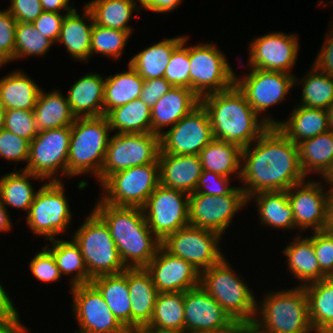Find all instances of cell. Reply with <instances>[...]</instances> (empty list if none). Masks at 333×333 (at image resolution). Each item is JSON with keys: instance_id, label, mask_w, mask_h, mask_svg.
I'll return each mask as SVG.
<instances>
[{"instance_id": "816d5d0a", "label": "cell", "mask_w": 333, "mask_h": 333, "mask_svg": "<svg viewBox=\"0 0 333 333\" xmlns=\"http://www.w3.org/2000/svg\"><path fill=\"white\" fill-rule=\"evenodd\" d=\"M29 269L39 282L53 283L63 278L52 253L45 246L32 257Z\"/></svg>"}, {"instance_id": "8fae6325", "label": "cell", "mask_w": 333, "mask_h": 333, "mask_svg": "<svg viewBox=\"0 0 333 333\" xmlns=\"http://www.w3.org/2000/svg\"><path fill=\"white\" fill-rule=\"evenodd\" d=\"M159 185V164L136 166L111 174L100 185L99 197L112 206L143 208Z\"/></svg>"}, {"instance_id": "753ad0ef", "label": "cell", "mask_w": 333, "mask_h": 333, "mask_svg": "<svg viewBox=\"0 0 333 333\" xmlns=\"http://www.w3.org/2000/svg\"><path fill=\"white\" fill-rule=\"evenodd\" d=\"M325 180L331 187H333V170Z\"/></svg>"}, {"instance_id": "ffe728a7", "label": "cell", "mask_w": 333, "mask_h": 333, "mask_svg": "<svg viewBox=\"0 0 333 333\" xmlns=\"http://www.w3.org/2000/svg\"><path fill=\"white\" fill-rule=\"evenodd\" d=\"M296 33L273 31L254 37L248 44L247 67L293 74L300 51Z\"/></svg>"}, {"instance_id": "89a4df30", "label": "cell", "mask_w": 333, "mask_h": 333, "mask_svg": "<svg viewBox=\"0 0 333 333\" xmlns=\"http://www.w3.org/2000/svg\"><path fill=\"white\" fill-rule=\"evenodd\" d=\"M328 117V128L330 132H333V102L326 109Z\"/></svg>"}, {"instance_id": "7402d4cb", "label": "cell", "mask_w": 333, "mask_h": 333, "mask_svg": "<svg viewBox=\"0 0 333 333\" xmlns=\"http://www.w3.org/2000/svg\"><path fill=\"white\" fill-rule=\"evenodd\" d=\"M233 322L223 307L200 286L184 292V331H218Z\"/></svg>"}, {"instance_id": "d4e9b609", "label": "cell", "mask_w": 333, "mask_h": 333, "mask_svg": "<svg viewBox=\"0 0 333 333\" xmlns=\"http://www.w3.org/2000/svg\"><path fill=\"white\" fill-rule=\"evenodd\" d=\"M73 82L66 94L73 115L76 118L103 116L105 77L92 71Z\"/></svg>"}, {"instance_id": "680465c9", "label": "cell", "mask_w": 333, "mask_h": 333, "mask_svg": "<svg viewBox=\"0 0 333 333\" xmlns=\"http://www.w3.org/2000/svg\"><path fill=\"white\" fill-rule=\"evenodd\" d=\"M172 87L173 85L164 77L145 80L139 99L152 108Z\"/></svg>"}, {"instance_id": "52a82bcc", "label": "cell", "mask_w": 333, "mask_h": 333, "mask_svg": "<svg viewBox=\"0 0 333 333\" xmlns=\"http://www.w3.org/2000/svg\"><path fill=\"white\" fill-rule=\"evenodd\" d=\"M71 238L80 248L91 279L119 274L126 269L108 226L93 210Z\"/></svg>"}, {"instance_id": "f5cc1de1", "label": "cell", "mask_w": 333, "mask_h": 333, "mask_svg": "<svg viewBox=\"0 0 333 333\" xmlns=\"http://www.w3.org/2000/svg\"><path fill=\"white\" fill-rule=\"evenodd\" d=\"M312 242L321 272L333 277V235L324 231L312 232L307 236Z\"/></svg>"}, {"instance_id": "8d00e7d4", "label": "cell", "mask_w": 333, "mask_h": 333, "mask_svg": "<svg viewBox=\"0 0 333 333\" xmlns=\"http://www.w3.org/2000/svg\"><path fill=\"white\" fill-rule=\"evenodd\" d=\"M203 170L212 171L240 182L242 148L223 140L213 139L198 154Z\"/></svg>"}, {"instance_id": "60d3db41", "label": "cell", "mask_w": 333, "mask_h": 333, "mask_svg": "<svg viewBox=\"0 0 333 333\" xmlns=\"http://www.w3.org/2000/svg\"><path fill=\"white\" fill-rule=\"evenodd\" d=\"M144 79L127 63V70L105 76L103 116L140 97Z\"/></svg>"}, {"instance_id": "7c38bea8", "label": "cell", "mask_w": 333, "mask_h": 333, "mask_svg": "<svg viewBox=\"0 0 333 333\" xmlns=\"http://www.w3.org/2000/svg\"><path fill=\"white\" fill-rule=\"evenodd\" d=\"M160 136L154 133H113L100 172V185L116 172L147 164H159Z\"/></svg>"}, {"instance_id": "7bdbcfd3", "label": "cell", "mask_w": 333, "mask_h": 333, "mask_svg": "<svg viewBox=\"0 0 333 333\" xmlns=\"http://www.w3.org/2000/svg\"><path fill=\"white\" fill-rule=\"evenodd\" d=\"M310 66L302 78L295 76V86L302 85L297 105L326 110L333 102V76L324 74L313 64Z\"/></svg>"}, {"instance_id": "8c879c8a", "label": "cell", "mask_w": 333, "mask_h": 333, "mask_svg": "<svg viewBox=\"0 0 333 333\" xmlns=\"http://www.w3.org/2000/svg\"><path fill=\"white\" fill-rule=\"evenodd\" d=\"M202 333H233V323L229 327L218 330V331H209V332H202Z\"/></svg>"}, {"instance_id": "bcb514c9", "label": "cell", "mask_w": 333, "mask_h": 333, "mask_svg": "<svg viewBox=\"0 0 333 333\" xmlns=\"http://www.w3.org/2000/svg\"><path fill=\"white\" fill-rule=\"evenodd\" d=\"M55 44L39 33L33 23L17 22L15 30V61L33 56H46Z\"/></svg>"}, {"instance_id": "c3c4849f", "label": "cell", "mask_w": 333, "mask_h": 333, "mask_svg": "<svg viewBox=\"0 0 333 333\" xmlns=\"http://www.w3.org/2000/svg\"><path fill=\"white\" fill-rule=\"evenodd\" d=\"M3 128L29 142L38 134L33 110H6Z\"/></svg>"}, {"instance_id": "e575fe53", "label": "cell", "mask_w": 333, "mask_h": 333, "mask_svg": "<svg viewBox=\"0 0 333 333\" xmlns=\"http://www.w3.org/2000/svg\"><path fill=\"white\" fill-rule=\"evenodd\" d=\"M14 169L0 176V201L7 209L11 207L28 214L38 191L31 181L44 179L24 169Z\"/></svg>"}, {"instance_id": "e7e4bbea", "label": "cell", "mask_w": 333, "mask_h": 333, "mask_svg": "<svg viewBox=\"0 0 333 333\" xmlns=\"http://www.w3.org/2000/svg\"><path fill=\"white\" fill-rule=\"evenodd\" d=\"M233 333H264L254 321H234Z\"/></svg>"}, {"instance_id": "11a10c76", "label": "cell", "mask_w": 333, "mask_h": 333, "mask_svg": "<svg viewBox=\"0 0 333 333\" xmlns=\"http://www.w3.org/2000/svg\"><path fill=\"white\" fill-rule=\"evenodd\" d=\"M6 8L17 22L33 23L43 12L40 0H9Z\"/></svg>"}, {"instance_id": "2644e50d", "label": "cell", "mask_w": 333, "mask_h": 333, "mask_svg": "<svg viewBox=\"0 0 333 333\" xmlns=\"http://www.w3.org/2000/svg\"><path fill=\"white\" fill-rule=\"evenodd\" d=\"M5 112H6V108L0 101V129H2L4 126Z\"/></svg>"}, {"instance_id": "4316f807", "label": "cell", "mask_w": 333, "mask_h": 333, "mask_svg": "<svg viewBox=\"0 0 333 333\" xmlns=\"http://www.w3.org/2000/svg\"><path fill=\"white\" fill-rule=\"evenodd\" d=\"M127 282L131 300V332H134L151 321L158 291L145 268L127 269Z\"/></svg>"}, {"instance_id": "30bf717a", "label": "cell", "mask_w": 333, "mask_h": 333, "mask_svg": "<svg viewBox=\"0 0 333 333\" xmlns=\"http://www.w3.org/2000/svg\"><path fill=\"white\" fill-rule=\"evenodd\" d=\"M215 42L189 44L190 89L201 99L231 88L235 72Z\"/></svg>"}, {"instance_id": "f6af8a7d", "label": "cell", "mask_w": 333, "mask_h": 333, "mask_svg": "<svg viewBox=\"0 0 333 333\" xmlns=\"http://www.w3.org/2000/svg\"><path fill=\"white\" fill-rule=\"evenodd\" d=\"M131 36L127 31L106 28L94 23L91 33L90 58L98 54L114 61L120 59Z\"/></svg>"}, {"instance_id": "34e18365", "label": "cell", "mask_w": 333, "mask_h": 333, "mask_svg": "<svg viewBox=\"0 0 333 333\" xmlns=\"http://www.w3.org/2000/svg\"><path fill=\"white\" fill-rule=\"evenodd\" d=\"M301 333H320V332L312 327L309 330L303 331Z\"/></svg>"}, {"instance_id": "d6a6232c", "label": "cell", "mask_w": 333, "mask_h": 333, "mask_svg": "<svg viewBox=\"0 0 333 333\" xmlns=\"http://www.w3.org/2000/svg\"><path fill=\"white\" fill-rule=\"evenodd\" d=\"M65 93L59 89L45 92L41 89L35 108L33 109L38 132L71 127L76 117L73 115Z\"/></svg>"}, {"instance_id": "681fc988", "label": "cell", "mask_w": 333, "mask_h": 333, "mask_svg": "<svg viewBox=\"0 0 333 333\" xmlns=\"http://www.w3.org/2000/svg\"><path fill=\"white\" fill-rule=\"evenodd\" d=\"M30 142L14 133L0 129V158L18 164L26 163L29 157Z\"/></svg>"}, {"instance_id": "b9f144b4", "label": "cell", "mask_w": 333, "mask_h": 333, "mask_svg": "<svg viewBox=\"0 0 333 333\" xmlns=\"http://www.w3.org/2000/svg\"><path fill=\"white\" fill-rule=\"evenodd\" d=\"M105 116L112 133H151V108L139 98L110 110Z\"/></svg>"}, {"instance_id": "4dcf8cb0", "label": "cell", "mask_w": 333, "mask_h": 333, "mask_svg": "<svg viewBox=\"0 0 333 333\" xmlns=\"http://www.w3.org/2000/svg\"><path fill=\"white\" fill-rule=\"evenodd\" d=\"M302 172L326 179L333 170V132L319 134L297 144ZM313 173V174H312Z\"/></svg>"}, {"instance_id": "d590c367", "label": "cell", "mask_w": 333, "mask_h": 333, "mask_svg": "<svg viewBox=\"0 0 333 333\" xmlns=\"http://www.w3.org/2000/svg\"><path fill=\"white\" fill-rule=\"evenodd\" d=\"M184 35L163 39L147 46L132 56L128 63L144 79L164 77L173 50L182 42Z\"/></svg>"}, {"instance_id": "94428289", "label": "cell", "mask_w": 333, "mask_h": 333, "mask_svg": "<svg viewBox=\"0 0 333 333\" xmlns=\"http://www.w3.org/2000/svg\"><path fill=\"white\" fill-rule=\"evenodd\" d=\"M4 287L0 282V322L10 320L19 314L12 297L8 295Z\"/></svg>"}, {"instance_id": "1f68e13d", "label": "cell", "mask_w": 333, "mask_h": 333, "mask_svg": "<svg viewBox=\"0 0 333 333\" xmlns=\"http://www.w3.org/2000/svg\"><path fill=\"white\" fill-rule=\"evenodd\" d=\"M41 87L21 69L0 78V101L6 110H33Z\"/></svg>"}, {"instance_id": "ac0fdd59", "label": "cell", "mask_w": 333, "mask_h": 333, "mask_svg": "<svg viewBox=\"0 0 333 333\" xmlns=\"http://www.w3.org/2000/svg\"><path fill=\"white\" fill-rule=\"evenodd\" d=\"M322 182L325 183V187L328 186V189H325ZM330 191L331 186L325 179L320 182V180H311L310 178L293 185L287 190L298 235L302 231L306 232V230L311 232L325 230Z\"/></svg>"}, {"instance_id": "03108f58", "label": "cell", "mask_w": 333, "mask_h": 333, "mask_svg": "<svg viewBox=\"0 0 333 333\" xmlns=\"http://www.w3.org/2000/svg\"><path fill=\"white\" fill-rule=\"evenodd\" d=\"M12 223L9 210L0 201V232L11 231L13 229Z\"/></svg>"}, {"instance_id": "91938a15", "label": "cell", "mask_w": 333, "mask_h": 333, "mask_svg": "<svg viewBox=\"0 0 333 333\" xmlns=\"http://www.w3.org/2000/svg\"><path fill=\"white\" fill-rule=\"evenodd\" d=\"M140 9L159 14L177 10L184 0H136Z\"/></svg>"}, {"instance_id": "5b68a950", "label": "cell", "mask_w": 333, "mask_h": 333, "mask_svg": "<svg viewBox=\"0 0 333 333\" xmlns=\"http://www.w3.org/2000/svg\"><path fill=\"white\" fill-rule=\"evenodd\" d=\"M261 299L254 322L264 333H301L312 328L304 286L270 290Z\"/></svg>"}, {"instance_id": "74e56055", "label": "cell", "mask_w": 333, "mask_h": 333, "mask_svg": "<svg viewBox=\"0 0 333 333\" xmlns=\"http://www.w3.org/2000/svg\"><path fill=\"white\" fill-rule=\"evenodd\" d=\"M136 0H91L84 3L91 11L94 23L111 29H119L133 34V27L129 21L132 20L134 12L138 17L141 9Z\"/></svg>"}, {"instance_id": "4fadbf2b", "label": "cell", "mask_w": 333, "mask_h": 333, "mask_svg": "<svg viewBox=\"0 0 333 333\" xmlns=\"http://www.w3.org/2000/svg\"><path fill=\"white\" fill-rule=\"evenodd\" d=\"M70 137L71 127L38 132L29 144L27 165L20 169L40 176L45 181H63V176L67 177Z\"/></svg>"}, {"instance_id": "d6986e66", "label": "cell", "mask_w": 333, "mask_h": 333, "mask_svg": "<svg viewBox=\"0 0 333 333\" xmlns=\"http://www.w3.org/2000/svg\"><path fill=\"white\" fill-rule=\"evenodd\" d=\"M213 139L208 113L200 103L160 135L159 154L198 155Z\"/></svg>"}, {"instance_id": "2e32d148", "label": "cell", "mask_w": 333, "mask_h": 333, "mask_svg": "<svg viewBox=\"0 0 333 333\" xmlns=\"http://www.w3.org/2000/svg\"><path fill=\"white\" fill-rule=\"evenodd\" d=\"M143 211L150 230L162 242L169 234L189 225V194L159 185Z\"/></svg>"}, {"instance_id": "003e7915", "label": "cell", "mask_w": 333, "mask_h": 333, "mask_svg": "<svg viewBox=\"0 0 333 333\" xmlns=\"http://www.w3.org/2000/svg\"><path fill=\"white\" fill-rule=\"evenodd\" d=\"M131 333H188V332L184 330L159 328L153 325H143L139 327L136 331Z\"/></svg>"}, {"instance_id": "cb8c5ba5", "label": "cell", "mask_w": 333, "mask_h": 333, "mask_svg": "<svg viewBox=\"0 0 333 333\" xmlns=\"http://www.w3.org/2000/svg\"><path fill=\"white\" fill-rule=\"evenodd\" d=\"M160 185L187 194L195 192L203 166L198 155L159 154Z\"/></svg>"}, {"instance_id": "a7ac6f4b", "label": "cell", "mask_w": 333, "mask_h": 333, "mask_svg": "<svg viewBox=\"0 0 333 333\" xmlns=\"http://www.w3.org/2000/svg\"><path fill=\"white\" fill-rule=\"evenodd\" d=\"M325 231L333 235V187H331V191L329 193L327 224L325 227Z\"/></svg>"}, {"instance_id": "44dd1931", "label": "cell", "mask_w": 333, "mask_h": 333, "mask_svg": "<svg viewBox=\"0 0 333 333\" xmlns=\"http://www.w3.org/2000/svg\"><path fill=\"white\" fill-rule=\"evenodd\" d=\"M145 269L158 293L186 292L200 285V272L184 259L172 256L162 246Z\"/></svg>"}, {"instance_id": "ba28073f", "label": "cell", "mask_w": 333, "mask_h": 333, "mask_svg": "<svg viewBox=\"0 0 333 333\" xmlns=\"http://www.w3.org/2000/svg\"><path fill=\"white\" fill-rule=\"evenodd\" d=\"M64 181H44L26 214L30 233L44 237L46 241L58 239L70 232L73 214L65 195ZM59 235V236H58Z\"/></svg>"}, {"instance_id": "11e5206c", "label": "cell", "mask_w": 333, "mask_h": 333, "mask_svg": "<svg viewBox=\"0 0 333 333\" xmlns=\"http://www.w3.org/2000/svg\"><path fill=\"white\" fill-rule=\"evenodd\" d=\"M71 333H83V332H80V331L76 330L75 332L72 331Z\"/></svg>"}, {"instance_id": "836d02e7", "label": "cell", "mask_w": 333, "mask_h": 333, "mask_svg": "<svg viewBox=\"0 0 333 333\" xmlns=\"http://www.w3.org/2000/svg\"><path fill=\"white\" fill-rule=\"evenodd\" d=\"M91 283L101 293L114 316L131 333V300L127 269L119 274L96 277Z\"/></svg>"}, {"instance_id": "db71d44e", "label": "cell", "mask_w": 333, "mask_h": 333, "mask_svg": "<svg viewBox=\"0 0 333 333\" xmlns=\"http://www.w3.org/2000/svg\"><path fill=\"white\" fill-rule=\"evenodd\" d=\"M230 180H232V178L219 175L212 171L203 170L195 192L211 196L227 195L236 187L230 184L232 182Z\"/></svg>"}, {"instance_id": "be15d7a7", "label": "cell", "mask_w": 333, "mask_h": 333, "mask_svg": "<svg viewBox=\"0 0 333 333\" xmlns=\"http://www.w3.org/2000/svg\"><path fill=\"white\" fill-rule=\"evenodd\" d=\"M26 326L27 325L21 321L19 313L10 320L0 322V333H31Z\"/></svg>"}, {"instance_id": "f35d334b", "label": "cell", "mask_w": 333, "mask_h": 333, "mask_svg": "<svg viewBox=\"0 0 333 333\" xmlns=\"http://www.w3.org/2000/svg\"><path fill=\"white\" fill-rule=\"evenodd\" d=\"M70 239V240H69ZM69 239H53L45 244V247L52 253L60 273L71 277L69 288L77 285L91 283L83 255L79 246L70 237ZM72 274V275H71Z\"/></svg>"}, {"instance_id": "9c48e42d", "label": "cell", "mask_w": 333, "mask_h": 333, "mask_svg": "<svg viewBox=\"0 0 333 333\" xmlns=\"http://www.w3.org/2000/svg\"><path fill=\"white\" fill-rule=\"evenodd\" d=\"M234 84L244 94L254 111L260 117L262 116L264 122L269 126H277L281 120L275 119L270 112H267L270 107H276L288 97L291 89L295 87V75L260 68H248V71L243 75L235 73Z\"/></svg>"}, {"instance_id": "3957f363", "label": "cell", "mask_w": 333, "mask_h": 333, "mask_svg": "<svg viewBox=\"0 0 333 333\" xmlns=\"http://www.w3.org/2000/svg\"><path fill=\"white\" fill-rule=\"evenodd\" d=\"M200 103L208 113L213 137L242 149L270 127L235 84L227 90L203 96Z\"/></svg>"}, {"instance_id": "9f6ffc18", "label": "cell", "mask_w": 333, "mask_h": 333, "mask_svg": "<svg viewBox=\"0 0 333 333\" xmlns=\"http://www.w3.org/2000/svg\"><path fill=\"white\" fill-rule=\"evenodd\" d=\"M66 14L68 13L44 11L33 24L40 34L47 37L56 45L60 36L62 22Z\"/></svg>"}, {"instance_id": "ee69618b", "label": "cell", "mask_w": 333, "mask_h": 333, "mask_svg": "<svg viewBox=\"0 0 333 333\" xmlns=\"http://www.w3.org/2000/svg\"><path fill=\"white\" fill-rule=\"evenodd\" d=\"M146 325L184 330V292L158 293L152 319Z\"/></svg>"}, {"instance_id": "f546056e", "label": "cell", "mask_w": 333, "mask_h": 333, "mask_svg": "<svg viewBox=\"0 0 333 333\" xmlns=\"http://www.w3.org/2000/svg\"><path fill=\"white\" fill-rule=\"evenodd\" d=\"M289 114L276 127L295 144L329 131L325 109L295 105Z\"/></svg>"}, {"instance_id": "603a6c76", "label": "cell", "mask_w": 333, "mask_h": 333, "mask_svg": "<svg viewBox=\"0 0 333 333\" xmlns=\"http://www.w3.org/2000/svg\"><path fill=\"white\" fill-rule=\"evenodd\" d=\"M199 104L200 98L190 88L173 86L151 108V133L162 135Z\"/></svg>"}, {"instance_id": "83f0119b", "label": "cell", "mask_w": 333, "mask_h": 333, "mask_svg": "<svg viewBox=\"0 0 333 333\" xmlns=\"http://www.w3.org/2000/svg\"><path fill=\"white\" fill-rule=\"evenodd\" d=\"M289 244L282 250L286 257L287 270L296 279L298 286L322 280L326 276L321 272L314 251L313 242L303 234H297L290 239Z\"/></svg>"}, {"instance_id": "6f0895ef", "label": "cell", "mask_w": 333, "mask_h": 333, "mask_svg": "<svg viewBox=\"0 0 333 333\" xmlns=\"http://www.w3.org/2000/svg\"><path fill=\"white\" fill-rule=\"evenodd\" d=\"M333 22V21H332ZM330 23L329 29H327L326 36L318 51L313 65L324 74L333 76V23Z\"/></svg>"}, {"instance_id": "6da1fadb", "label": "cell", "mask_w": 333, "mask_h": 333, "mask_svg": "<svg viewBox=\"0 0 333 333\" xmlns=\"http://www.w3.org/2000/svg\"><path fill=\"white\" fill-rule=\"evenodd\" d=\"M304 180L298 145L276 126L242 149L240 184L247 199L258 192L287 191Z\"/></svg>"}, {"instance_id": "277c9868", "label": "cell", "mask_w": 333, "mask_h": 333, "mask_svg": "<svg viewBox=\"0 0 333 333\" xmlns=\"http://www.w3.org/2000/svg\"><path fill=\"white\" fill-rule=\"evenodd\" d=\"M111 133L105 115L75 119L71 126L67 178L92 174L100 185V172Z\"/></svg>"}, {"instance_id": "f1b7e54d", "label": "cell", "mask_w": 333, "mask_h": 333, "mask_svg": "<svg viewBox=\"0 0 333 333\" xmlns=\"http://www.w3.org/2000/svg\"><path fill=\"white\" fill-rule=\"evenodd\" d=\"M253 201L258 212V224L264 228L279 230H296L294 212L290 205L287 191H263L251 195L248 203ZM260 222V223H259Z\"/></svg>"}, {"instance_id": "5bb4252c", "label": "cell", "mask_w": 333, "mask_h": 333, "mask_svg": "<svg viewBox=\"0 0 333 333\" xmlns=\"http://www.w3.org/2000/svg\"><path fill=\"white\" fill-rule=\"evenodd\" d=\"M222 239L215 231L187 225L169 234L162 241V247L172 256L189 262L201 273L225 257L220 245Z\"/></svg>"}, {"instance_id": "9a60e30c", "label": "cell", "mask_w": 333, "mask_h": 333, "mask_svg": "<svg viewBox=\"0 0 333 333\" xmlns=\"http://www.w3.org/2000/svg\"><path fill=\"white\" fill-rule=\"evenodd\" d=\"M247 205L248 199L239 185L222 196L193 192L189 195V225L215 231L224 237L235 215Z\"/></svg>"}, {"instance_id": "7dc6e473", "label": "cell", "mask_w": 333, "mask_h": 333, "mask_svg": "<svg viewBox=\"0 0 333 333\" xmlns=\"http://www.w3.org/2000/svg\"><path fill=\"white\" fill-rule=\"evenodd\" d=\"M188 35H184L182 42L173 50L164 73V78L173 86L190 88V61Z\"/></svg>"}, {"instance_id": "8992f818", "label": "cell", "mask_w": 333, "mask_h": 333, "mask_svg": "<svg viewBox=\"0 0 333 333\" xmlns=\"http://www.w3.org/2000/svg\"><path fill=\"white\" fill-rule=\"evenodd\" d=\"M224 257L200 273V287L211 295L234 321H254L257 297ZM237 272V273H236ZM238 274V275H237Z\"/></svg>"}, {"instance_id": "6125c7cd", "label": "cell", "mask_w": 333, "mask_h": 333, "mask_svg": "<svg viewBox=\"0 0 333 333\" xmlns=\"http://www.w3.org/2000/svg\"><path fill=\"white\" fill-rule=\"evenodd\" d=\"M40 2L43 10L48 12L69 13L76 8L73 1L69 4L70 0H40Z\"/></svg>"}, {"instance_id": "484cf974", "label": "cell", "mask_w": 333, "mask_h": 333, "mask_svg": "<svg viewBox=\"0 0 333 333\" xmlns=\"http://www.w3.org/2000/svg\"><path fill=\"white\" fill-rule=\"evenodd\" d=\"M82 8V15L77 12L76 8L65 15L57 44L64 45L73 60L86 63L90 60L91 33L94 18L85 4ZM85 20L89 23L85 22Z\"/></svg>"}, {"instance_id": "ab89813d", "label": "cell", "mask_w": 333, "mask_h": 333, "mask_svg": "<svg viewBox=\"0 0 333 333\" xmlns=\"http://www.w3.org/2000/svg\"><path fill=\"white\" fill-rule=\"evenodd\" d=\"M311 325L320 333H333V277L304 286Z\"/></svg>"}, {"instance_id": "e0dca14e", "label": "cell", "mask_w": 333, "mask_h": 333, "mask_svg": "<svg viewBox=\"0 0 333 333\" xmlns=\"http://www.w3.org/2000/svg\"><path fill=\"white\" fill-rule=\"evenodd\" d=\"M71 310L83 333H130L109 309L101 293L92 284L73 286L70 289Z\"/></svg>"}, {"instance_id": "f907efd6", "label": "cell", "mask_w": 333, "mask_h": 333, "mask_svg": "<svg viewBox=\"0 0 333 333\" xmlns=\"http://www.w3.org/2000/svg\"><path fill=\"white\" fill-rule=\"evenodd\" d=\"M17 20L5 8L0 9V68L15 61V30Z\"/></svg>"}, {"instance_id": "7a4b0ae2", "label": "cell", "mask_w": 333, "mask_h": 333, "mask_svg": "<svg viewBox=\"0 0 333 333\" xmlns=\"http://www.w3.org/2000/svg\"><path fill=\"white\" fill-rule=\"evenodd\" d=\"M96 203L92 209L108 226L125 268H145L162 242L150 230L143 208L112 206L100 198Z\"/></svg>"}]
</instances>
